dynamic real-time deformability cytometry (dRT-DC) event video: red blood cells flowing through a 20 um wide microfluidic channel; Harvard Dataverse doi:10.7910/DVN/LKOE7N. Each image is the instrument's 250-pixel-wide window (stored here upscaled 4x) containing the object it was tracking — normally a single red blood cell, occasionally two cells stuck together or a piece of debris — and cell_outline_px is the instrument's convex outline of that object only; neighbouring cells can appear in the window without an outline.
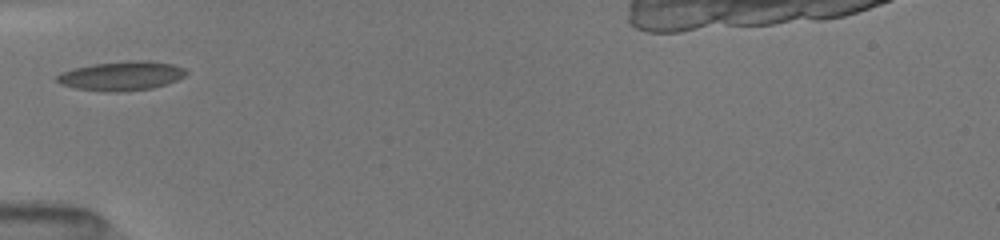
{"species": "common noctule bat (a hibernating species)", "species_latin": "Nyctalus noctula", "temperature_condition": "room temperature", "stored_images_in_passage": 9, "camera_frame_rate_fps": 3000, "um_per_image_px": 0.085, "animal": {"sex": "female", "body_mass_g": 19.5, "forearm_length_mm": 54.1}, "frame": {"image": 1, "passage_image": 1, "time_ms": 0.0, "image_size_px": [1000, 240], "cell_outline_px": [[188, 72], [184, 76], [168, 84], [152, 88], [120, 92], [104, 92], [76, 88], [60, 84], [56, 80], [56, 76], [60, 72], [72, 68], [92, 64], [132, 60], [148, 60], [172, 64], [184, 68]], "centroid_in_image_um": [10.31, 6.45], "position_along_channel_um": 74.7, "area_um2": 22.2}}
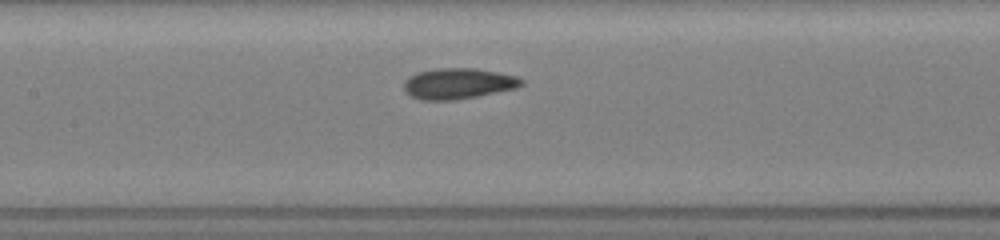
{"frame": {"image": 2, "passage_image": 5, "time_ms": 2.333, "image_size_px": [1000, 240], "cell_outline_px": [[524, 84], [516, 88], [476, 96], [452, 100], [424, 100], [412, 96], [404, 92], [404, 80], [408, 76], [416, 72], [436, 68], [476, 68], [516, 76], [524, 80]], "centroid_in_image_um": [38.91, 7.09], "position_along_channel_um": 168.5, "area_um2": 21.1}}
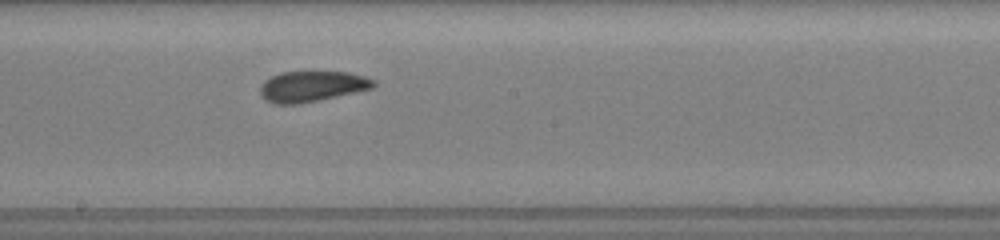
{"frame": {"image": 3, "passage_image": 7, "time_ms": 3.667, "image_size_px": [1000, 240], "cell_outline_px": [[376, 84], [372, 88], [356, 92], [300, 104], [276, 104], [264, 100], [260, 92], [260, 84], [264, 80], [280, 72], [348, 72], [364, 76], [376, 80]], "centroid_in_image_um": [26.5, 7.34], "position_along_channel_um": 221.7, "area_um2": 20.35}}